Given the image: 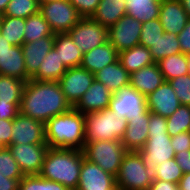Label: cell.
I'll return each instance as SVG.
<instances>
[{"label": "cell", "instance_id": "22", "mask_svg": "<svg viewBox=\"0 0 190 190\" xmlns=\"http://www.w3.org/2000/svg\"><path fill=\"white\" fill-rule=\"evenodd\" d=\"M118 60V52L110 42L99 45L92 50L83 53L80 67L91 73H96L108 64Z\"/></svg>", "mask_w": 190, "mask_h": 190}, {"label": "cell", "instance_id": "29", "mask_svg": "<svg viewBox=\"0 0 190 190\" xmlns=\"http://www.w3.org/2000/svg\"><path fill=\"white\" fill-rule=\"evenodd\" d=\"M162 0H127L126 14L141 23L159 18Z\"/></svg>", "mask_w": 190, "mask_h": 190}, {"label": "cell", "instance_id": "27", "mask_svg": "<svg viewBox=\"0 0 190 190\" xmlns=\"http://www.w3.org/2000/svg\"><path fill=\"white\" fill-rule=\"evenodd\" d=\"M118 60L130 74L155 63L149 48L142 45L121 51Z\"/></svg>", "mask_w": 190, "mask_h": 190}, {"label": "cell", "instance_id": "7", "mask_svg": "<svg viewBox=\"0 0 190 190\" xmlns=\"http://www.w3.org/2000/svg\"><path fill=\"white\" fill-rule=\"evenodd\" d=\"M40 13L54 34L68 33L82 18L69 0L40 4Z\"/></svg>", "mask_w": 190, "mask_h": 190}, {"label": "cell", "instance_id": "39", "mask_svg": "<svg viewBox=\"0 0 190 190\" xmlns=\"http://www.w3.org/2000/svg\"><path fill=\"white\" fill-rule=\"evenodd\" d=\"M164 32L159 18L142 23L139 45L149 48Z\"/></svg>", "mask_w": 190, "mask_h": 190}, {"label": "cell", "instance_id": "19", "mask_svg": "<svg viewBox=\"0 0 190 190\" xmlns=\"http://www.w3.org/2000/svg\"><path fill=\"white\" fill-rule=\"evenodd\" d=\"M55 34L43 37L35 42L23 43L22 51L25 59L26 73L31 79L38 71L41 62L53 48Z\"/></svg>", "mask_w": 190, "mask_h": 190}, {"label": "cell", "instance_id": "36", "mask_svg": "<svg viewBox=\"0 0 190 190\" xmlns=\"http://www.w3.org/2000/svg\"><path fill=\"white\" fill-rule=\"evenodd\" d=\"M40 12L38 0H10L2 16L26 19Z\"/></svg>", "mask_w": 190, "mask_h": 190}, {"label": "cell", "instance_id": "32", "mask_svg": "<svg viewBox=\"0 0 190 190\" xmlns=\"http://www.w3.org/2000/svg\"><path fill=\"white\" fill-rule=\"evenodd\" d=\"M151 55L155 63L167 56L182 53L176 33L164 32L151 46L149 47Z\"/></svg>", "mask_w": 190, "mask_h": 190}, {"label": "cell", "instance_id": "20", "mask_svg": "<svg viewBox=\"0 0 190 190\" xmlns=\"http://www.w3.org/2000/svg\"><path fill=\"white\" fill-rule=\"evenodd\" d=\"M149 116H131L127 120V128L121 139L127 151L138 152L148 139Z\"/></svg>", "mask_w": 190, "mask_h": 190}, {"label": "cell", "instance_id": "42", "mask_svg": "<svg viewBox=\"0 0 190 190\" xmlns=\"http://www.w3.org/2000/svg\"><path fill=\"white\" fill-rule=\"evenodd\" d=\"M82 17H92L100 0H69Z\"/></svg>", "mask_w": 190, "mask_h": 190}, {"label": "cell", "instance_id": "4", "mask_svg": "<svg viewBox=\"0 0 190 190\" xmlns=\"http://www.w3.org/2000/svg\"><path fill=\"white\" fill-rule=\"evenodd\" d=\"M85 144L93 141H121L127 128V120L118 118L109 108L84 114Z\"/></svg>", "mask_w": 190, "mask_h": 190}, {"label": "cell", "instance_id": "41", "mask_svg": "<svg viewBox=\"0 0 190 190\" xmlns=\"http://www.w3.org/2000/svg\"><path fill=\"white\" fill-rule=\"evenodd\" d=\"M181 105L190 106V74L168 80Z\"/></svg>", "mask_w": 190, "mask_h": 190}, {"label": "cell", "instance_id": "8", "mask_svg": "<svg viewBox=\"0 0 190 190\" xmlns=\"http://www.w3.org/2000/svg\"><path fill=\"white\" fill-rule=\"evenodd\" d=\"M109 109L126 120L131 116H150L146 97L130 85L113 94Z\"/></svg>", "mask_w": 190, "mask_h": 190}, {"label": "cell", "instance_id": "35", "mask_svg": "<svg viewBox=\"0 0 190 190\" xmlns=\"http://www.w3.org/2000/svg\"><path fill=\"white\" fill-rule=\"evenodd\" d=\"M167 120V133L170 137L188 132L190 127V106L180 105Z\"/></svg>", "mask_w": 190, "mask_h": 190}, {"label": "cell", "instance_id": "13", "mask_svg": "<svg viewBox=\"0 0 190 190\" xmlns=\"http://www.w3.org/2000/svg\"><path fill=\"white\" fill-rule=\"evenodd\" d=\"M11 144L47 145L45 124L19 113L13 120Z\"/></svg>", "mask_w": 190, "mask_h": 190}, {"label": "cell", "instance_id": "9", "mask_svg": "<svg viewBox=\"0 0 190 190\" xmlns=\"http://www.w3.org/2000/svg\"><path fill=\"white\" fill-rule=\"evenodd\" d=\"M68 34L83 53L108 41V28L97 23L92 17H82Z\"/></svg>", "mask_w": 190, "mask_h": 190}, {"label": "cell", "instance_id": "56", "mask_svg": "<svg viewBox=\"0 0 190 190\" xmlns=\"http://www.w3.org/2000/svg\"><path fill=\"white\" fill-rule=\"evenodd\" d=\"M187 60H188V64H189V74H190V54L187 55Z\"/></svg>", "mask_w": 190, "mask_h": 190}, {"label": "cell", "instance_id": "31", "mask_svg": "<svg viewBox=\"0 0 190 190\" xmlns=\"http://www.w3.org/2000/svg\"><path fill=\"white\" fill-rule=\"evenodd\" d=\"M26 19L2 16L0 20V34L12 45L22 46L24 43V28Z\"/></svg>", "mask_w": 190, "mask_h": 190}, {"label": "cell", "instance_id": "54", "mask_svg": "<svg viewBox=\"0 0 190 190\" xmlns=\"http://www.w3.org/2000/svg\"><path fill=\"white\" fill-rule=\"evenodd\" d=\"M10 0H0V14L3 15Z\"/></svg>", "mask_w": 190, "mask_h": 190}, {"label": "cell", "instance_id": "11", "mask_svg": "<svg viewBox=\"0 0 190 190\" xmlns=\"http://www.w3.org/2000/svg\"><path fill=\"white\" fill-rule=\"evenodd\" d=\"M138 152L151 174H154L156 166L162 161L175 158V152L171 146V137L168 134H148L146 144Z\"/></svg>", "mask_w": 190, "mask_h": 190}, {"label": "cell", "instance_id": "44", "mask_svg": "<svg viewBox=\"0 0 190 190\" xmlns=\"http://www.w3.org/2000/svg\"><path fill=\"white\" fill-rule=\"evenodd\" d=\"M171 146L173 147L175 154L190 151V133L182 132L171 137Z\"/></svg>", "mask_w": 190, "mask_h": 190}, {"label": "cell", "instance_id": "26", "mask_svg": "<svg viewBox=\"0 0 190 190\" xmlns=\"http://www.w3.org/2000/svg\"><path fill=\"white\" fill-rule=\"evenodd\" d=\"M126 2L127 0H100L92 18L100 25L109 28L126 15Z\"/></svg>", "mask_w": 190, "mask_h": 190}, {"label": "cell", "instance_id": "34", "mask_svg": "<svg viewBox=\"0 0 190 190\" xmlns=\"http://www.w3.org/2000/svg\"><path fill=\"white\" fill-rule=\"evenodd\" d=\"M53 34L49 23L44 19L40 12L26 18L24 43L35 42L43 37H48Z\"/></svg>", "mask_w": 190, "mask_h": 190}, {"label": "cell", "instance_id": "1", "mask_svg": "<svg viewBox=\"0 0 190 190\" xmlns=\"http://www.w3.org/2000/svg\"><path fill=\"white\" fill-rule=\"evenodd\" d=\"M72 108L59 82L30 79L25 83L20 104L21 114L45 124L50 118Z\"/></svg>", "mask_w": 190, "mask_h": 190}, {"label": "cell", "instance_id": "51", "mask_svg": "<svg viewBox=\"0 0 190 190\" xmlns=\"http://www.w3.org/2000/svg\"><path fill=\"white\" fill-rule=\"evenodd\" d=\"M178 185L180 190H190V173L183 174Z\"/></svg>", "mask_w": 190, "mask_h": 190}, {"label": "cell", "instance_id": "23", "mask_svg": "<svg viewBox=\"0 0 190 190\" xmlns=\"http://www.w3.org/2000/svg\"><path fill=\"white\" fill-rule=\"evenodd\" d=\"M0 75L15 77L27 82L25 59L21 46H12L8 51L0 52Z\"/></svg>", "mask_w": 190, "mask_h": 190}, {"label": "cell", "instance_id": "28", "mask_svg": "<svg viewBox=\"0 0 190 190\" xmlns=\"http://www.w3.org/2000/svg\"><path fill=\"white\" fill-rule=\"evenodd\" d=\"M66 71L67 68L60 59L58 52L52 48L44 57L37 73L31 79L58 82Z\"/></svg>", "mask_w": 190, "mask_h": 190}, {"label": "cell", "instance_id": "30", "mask_svg": "<svg viewBox=\"0 0 190 190\" xmlns=\"http://www.w3.org/2000/svg\"><path fill=\"white\" fill-rule=\"evenodd\" d=\"M157 64L165 81L189 74L187 55L184 53L167 56L157 62Z\"/></svg>", "mask_w": 190, "mask_h": 190}, {"label": "cell", "instance_id": "47", "mask_svg": "<svg viewBox=\"0 0 190 190\" xmlns=\"http://www.w3.org/2000/svg\"><path fill=\"white\" fill-rule=\"evenodd\" d=\"M178 41L181 47V52L190 54V18L186 23L185 28L178 34Z\"/></svg>", "mask_w": 190, "mask_h": 190}, {"label": "cell", "instance_id": "52", "mask_svg": "<svg viewBox=\"0 0 190 190\" xmlns=\"http://www.w3.org/2000/svg\"><path fill=\"white\" fill-rule=\"evenodd\" d=\"M13 45L0 34V52L8 51Z\"/></svg>", "mask_w": 190, "mask_h": 190}, {"label": "cell", "instance_id": "43", "mask_svg": "<svg viewBox=\"0 0 190 190\" xmlns=\"http://www.w3.org/2000/svg\"><path fill=\"white\" fill-rule=\"evenodd\" d=\"M148 128V134H168L166 118L151 112L149 116Z\"/></svg>", "mask_w": 190, "mask_h": 190}, {"label": "cell", "instance_id": "40", "mask_svg": "<svg viewBox=\"0 0 190 190\" xmlns=\"http://www.w3.org/2000/svg\"><path fill=\"white\" fill-rule=\"evenodd\" d=\"M0 173L8 175L10 179H18L19 181L24 177L8 147L0 150Z\"/></svg>", "mask_w": 190, "mask_h": 190}, {"label": "cell", "instance_id": "3", "mask_svg": "<svg viewBox=\"0 0 190 190\" xmlns=\"http://www.w3.org/2000/svg\"><path fill=\"white\" fill-rule=\"evenodd\" d=\"M46 143L49 148L83 150L85 147L84 114L72 108L50 118L45 123Z\"/></svg>", "mask_w": 190, "mask_h": 190}, {"label": "cell", "instance_id": "38", "mask_svg": "<svg viewBox=\"0 0 190 190\" xmlns=\"http://www.w3.org/2000/svg\"><path fill=\"white\" fill-rule=\"evenodd\" d=\"M18 190H69L61 183L46 180L40 175H24Z\"/></svg>", "mask_w": 190, "mask_h": 190}, {"label": "cell", "instance_id": "5", "mask_svg": "<svg viewBox=\"0 0 190 190\" xmlns=\"http://www.w3.org/2000/svg\"><path fill=\"white\" fill-rule=\"evenodd\" d=\"M115 178L118 190H148L153 182L141 154L133 151L126 153Z\"/></svg>", "mask_w": 190, "mask_h": 190}, {"label": "cell", "instance_id": "18", "mask_svg": "<svg viewBox=\"0 0 190 190\" xmlns=\"http://www.w3.org/2000/svg\"><path fill=\"white\" fill-rule=\"evenodd\" d=\"M189 20L180 0H162L159 13V21L164 31L177 35L185 28Z\"/></svg>", "mask_w": 190, "mask_h": 190}, {"label": "cell", "instance_id": "45", "mask_svg": "<svg viewBox=\"0 0 190 190\" xmlns=\"http://www.w3.org/2000/svg\"><path fill=\"white\" fill-rule=\"evenodd\" d=\"M20 113L15 103H0V120H14Z\"/></svg>", "mask_w": 190, "mask_h": 190}, {"label": "cell", "instance_id": "21", "mask_svg": "<svg viewBox=\"0 0 190 190\" xmlns=\"http://www.w3.org/2000/svg\"><path fill=\"white\" fill-rule=\"evenodd\" d=\"M164 81L157 63L130 74V86L145 97L153 93Z\"/></svg>", "mask_w": 190, "mask_h": 190}, {"label": "cell", "instance_id": "49", "mask_svg": "<svg viewBox=\"0 0 190 190\" xmlns=\"http://www.w3.org/2000/svg\"><path fill=\"white\" fill-rule=\"evenodd\" d=\"M148 190H180L179 185L164 180L153 179Z\"/></svg>", "mask_w": 190, "mask_h": 190}, {"label": "cell", "instance_id": "2", "mask_svg": "<svg viewBox=\"0 0 190 190\" xmlns=\"http://www.w3.org/2000/svg\"><path fill=\"white\" fill-rule=\"evenodd\" d=\"M84 157L83 150L49 148L39 175L46 180L61 183L69 190H76Z\"/></svg>", "mask_w": 190, "mask_h": 190}, {"label": "cell", "instance_id": "55", "mask_svg": "<svg viewBox=\"0 0 190 190\" xmlns=\"http://www.w3.org/2000/svg\"><path fill=\"white\" fill-rule=\"evenodd\" d=\"M53 1H59V0H38L39 4L49 3Z\"/></svg>", "mask_w": 190, "mask_h": 190}, {"label": "cell", "instance_id": "15", "mask_svg": "<svg viewBox=\"0 0 190 190\" xmlns=\"http://www.w3.org/2000/svg\"><path fill=\"white\" fill-rule=\"evenodd\" d=\"M76 190H118V188L115 176L84 157Z\"/></svg>", "mask_w": 190, "mask_h": 190}, {"label": "cell", "instance_id": "57", "mask_svg": "<svg viewBox=\"0 0 190 190\" xmlns=\"http://www.w3.org/2000/svg\"><path fill=\"white\" fill-rule=\"evenodd\" d=\"M4 148H5V146L0 142V150L4 149Z\"/></svg>", "mask_w": 190, "mask_h": 190}, {"label": "cell", "instance_id": "37", "mask_svg": "<svg viewBox=\"0 0 190 190\" xmlns=\"http://www.w3.org/2000/svg\"><path fill=\"white\" fill-rule=\"evenodd\" d=\"M182 177L183 172L175 158L162 161L161 164L156 166L153 174V179L164 180L176 184H179Z\"/></svg>", "mask_w": 190, "mask_h": 190}, {"label": "cell", "instance_id": "14", "mask_svg": "<svg viewBox=\"0 0 190 190\" xmlns=\"http://www.w3.org/2000/svg\"><path fill=\"white\" fill-rule=\"evenodd\" d=\"M23 175H39L48 145L11 144L8 147Z\"/></svg>", "mask_w": 190, "mask_h": 190}, {"label": "cell", "instance_id": "24", "mask_svg": "<svg viewBox=\"0 0 190 190\" xmlns=\"http://www.w3.org/2000/svg\"><path fill=\"white\" fill-rule=\"evenodd\" d=\"M94 78L104 84L113 94L130 85V73L119 60L94 73Z\"/></svg>", "mask_w": 190, "mask_h": 190}, {"label": "cell", "instance_id": "17", "mask_svg": "<svg viewBox=\"0 0 190 190\" xmlns=\"http://www.w3.org/2000/svg\"><path fill=\"white\" fill-rule=\"evenodd\" d=\"M112 96L113 93L104 84L94 79L73 108L82 114L108 109Z\"/></svg>", "mask_w": 190, "mask_h": 190}, {"label": "cell", "instance_id": "12", "mask_svg": "<svg viewBox=\"0 0 190 190\" xmlns=\"http://www.w3.org/2000/svg\"><path fill=\"white\" fill-rule=\"evenodd\" d=\"M94 79V74L87 69L73 67L67 69L58 82L67 101L74 107L92 85Z\"/></svg>", "mask_w": 190, "mask_h": 190}, {"label": "cell", "instance_id": "6", "mask_svg": "<svg viewBox=\"0 0 190 190\" xmlns=\"http://www.w3.org/2000/svg\"><path fill=\"white\" fill-rule=\"evenodd\" d=\"M83 152L86 159L116 177L128 151L121 141L101 140L86 143Z\"/></svg>", "mask_w": 190, "mask_h": 190}, {"label": "cell", "instance_id": "48", "mask_svg": "<svg viewBox=\"0 0 190 190\" xmlns=\"http://www.w3.org/2000/svg\"><path fill=\"white\" fill-rule=\"evenodd\" d=\"M175 159L177 164L181 167L183 174L190 173V151L176 153Z\"/></svg>", "mask_w": 190, "mask_h": 190}, {"label": "cell", "instance_id": "50", "mask_svg": "<svg viewBox=\"0 0 190 190\" xmlns=\"http://www.w3.org/2000/svg\"><path fill=\"white\" fill-rule=\"evenodd\" d=\"M19 182L18 179H10L8 175L0 173V190H18Z\"/></svg>", "mask_w": 190, "mask_h": 190}, {"label": "cell", "instance_id": "16", "mask_svg": "<svg viewBox=\"0 0 190 190\" xmlns=\"http://www.w3.org/2000/svg\"><path fill=\"white\" fill-rule=\"evenodd\" d=\"M151 113L170 117L181 105L174 89L168 81H164L153 93L146 97Z\"/></svg>", "mask_w": 190, "mask_h": 190}, {"label": "cell", "instance_id": "33", "mask_svg": "<svg viewBox=\"0 0 190 190\" xmlns=\"http://www.w3.org/2000/svg\"><path fill=\"white\" fill-rule=\"evenodd\" d=\"M25 81L0 75V103H15L19 108Z\"/></svg>", "mask_w": 190, "mask_h": 190}, {"label": "cell", "instance_id": "25", "mask_svg": "<svg viewBox=\"0 0 190 190\" xmlns=\"http://www.w3.org/2000/svg\"><path fill=\"white\" fill-rule=\"evenodd\" d=\"M53 48L58 52L60 59L67 69L80 67L83 52L76 46L68 33L55 34Z\"/></svg>", "mask_w": 190, "mask_h": 190}, {"label": "cell", "instance_id": "46", "mask_svg": "<svg viewBox=\"0 0 190 190\" xmlns=\"http://www.w3.org/2000/svg\"><path fill=\"white\" fill-rule=\"evenodd\" d=\"M13 120H0V142L5 146L11 145Z\"/></svg>", "mask_w": 190, "mask_h": 190}, {"label": "cell", "instance_id": "53", "mask_svg": "<svg viewBox=\"0 0 190 190\" xmlns=\"http://www.w3.org/2000/svg\"><path fill=\"white\" fill-rule=\"evenodd\" d=\"M183 8L185 9L187 15L190 18V0H180Z\"/></svg>", "mask_w": 190, "mask_h": 190}, {"label": "cell", "instance_id": "10", "mask_svg": "<svg viewBox=\"0 0 190 190\" xmlns=\"http://www.w3.org/2000/svg\"><path fill=\"white\" fill-rule=\"evenodd\" d=\"M142 23L127 14L108 28V42L118 53L139 45Z\"/></svg>", "mask_w": 190, "mask_h": 190}]
</instances>
